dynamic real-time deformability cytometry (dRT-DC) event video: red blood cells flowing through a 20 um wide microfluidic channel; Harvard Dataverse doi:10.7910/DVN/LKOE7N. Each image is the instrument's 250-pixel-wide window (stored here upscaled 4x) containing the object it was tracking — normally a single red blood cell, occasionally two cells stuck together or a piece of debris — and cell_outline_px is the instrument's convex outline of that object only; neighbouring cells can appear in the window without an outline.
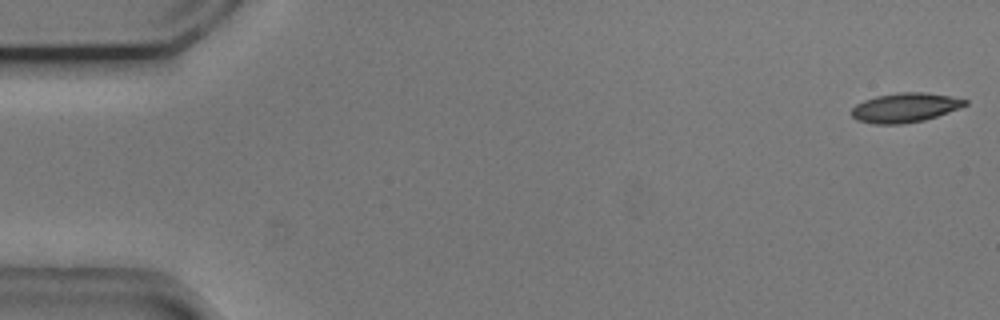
{"species": "common noctule bat (a hibernating species)", "species_latin": "Nyctalus noctula", "temperature_condition": "cold", "stored_images_in_passage": 54, "camera_frame_rate_fps": 3000, "um_per_image_px": 0.085, "animal": {"sex": "male", "body_mass_g": 20.5, "forearm_length_mm": 52.5}, "frame": {"image": 1, "passage_image": 1, "time_ms": 0.0, "image_size_px": [1000, 320], "cell_outline_px": [[968, 104], [960, 108], [924, 120], [904, 124], [872, 124], [856, 120], [852, 116], [852, 108], [856, 104], [864, 100], [876, 96], [900, 92], [924, 92], [948, 96], [968, 100]], "centroid_in_image_um": [76.91, 9.15], "position_along_channel_um": 8.1, "area_um2": 19.42}}
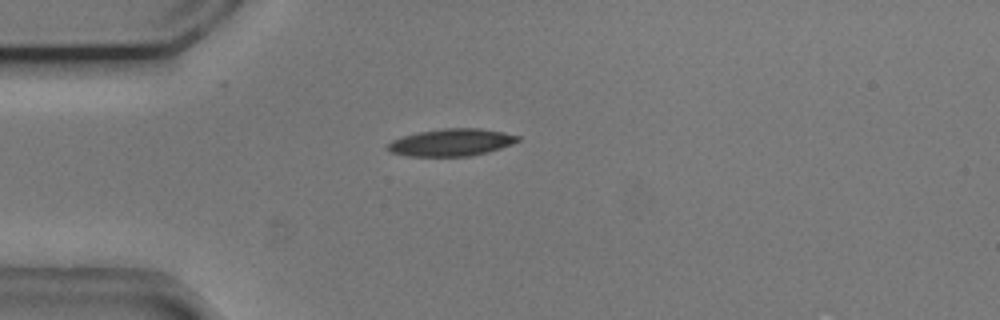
{"frame": {"image": 2, "passage_image": 14, "time_ms": 4.333, "image_size_px": [1000, 320], "cell_outline_px": [[520, 140], [512, 144], [488, 152], [472, 156], [408, 156], [392, 152], [388, 148], [388, 144], [392, 140], [416, 132], [440, 128], [480, 128], [504, 132], [520, 136]], "centroid_in_image_um": [38.4, 12.09], "position_along_channel_um": 46.6, "area_um2": 20.69}}
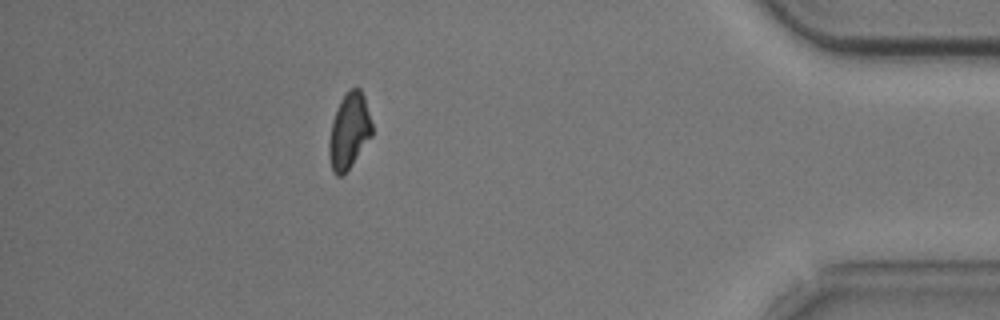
{"frame": {"image": 3, "passage_image": 48, "time_ms": 15.667, "image_size_px": [1000, 320], "cell_outline_px": [[372, 136], [348, 168], [340, 176], [336, 176], [332, 168], [328, 152], [328, 144], [332, 120], [340, 100], [348, 88], [360, 88], [364, 96], [372, 124]], "centroid_in_image_um": [29.66, 11.09], "position_along_channel_um": 405.5, "area_um2": 18.73}, "authors_computed_cell_mechanics": {"area_um2": 19.7098, "velocity_mm_per_s": 3.7185, "shape_relaxation_time_tau1_ms": 2.632, "shape_relaxation_time_tau2_ms": null, "deformation_change_tau1": 0.1223, "deformation_change_tau2": null}}